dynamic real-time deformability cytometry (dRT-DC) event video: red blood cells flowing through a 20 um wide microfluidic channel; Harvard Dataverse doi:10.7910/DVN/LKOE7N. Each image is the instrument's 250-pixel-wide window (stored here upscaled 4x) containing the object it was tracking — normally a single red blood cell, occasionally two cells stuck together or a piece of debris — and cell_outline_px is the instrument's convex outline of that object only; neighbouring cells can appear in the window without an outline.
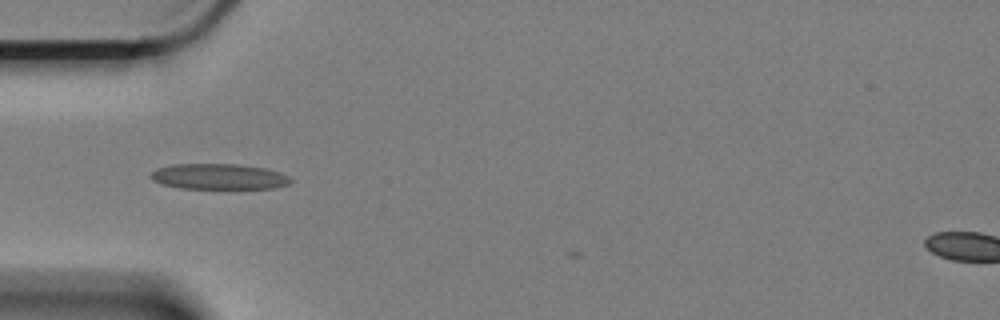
{"species": "Egyptian fruit bat (a non-hibernating species)", "species_latin": "Rousettus aegyptiacus", "temperature_condition": "cold", "stored_images_in_passage": 4, "camera_frame_rate_fps": 3000, "um_per_image_px": 0.085, "animal": {"sex": "female"}, "frame": {"image": 1, "passage_image": 2, "time_ms": 0.333, "image_size_px": [1000, 320], "cell_outline_px": [[292, 180], [288, 184], [272, 188], [180, 188], [164, 184], [152, 180], [152, 172], [156, 168], [172, 164], [236, 164], [264, 168], [280, 172], [288, 176]], "centroid_in_image_um": [18.6, 15.0], "position_along_channel_um": 66.4, "area_um2": 20.63}}